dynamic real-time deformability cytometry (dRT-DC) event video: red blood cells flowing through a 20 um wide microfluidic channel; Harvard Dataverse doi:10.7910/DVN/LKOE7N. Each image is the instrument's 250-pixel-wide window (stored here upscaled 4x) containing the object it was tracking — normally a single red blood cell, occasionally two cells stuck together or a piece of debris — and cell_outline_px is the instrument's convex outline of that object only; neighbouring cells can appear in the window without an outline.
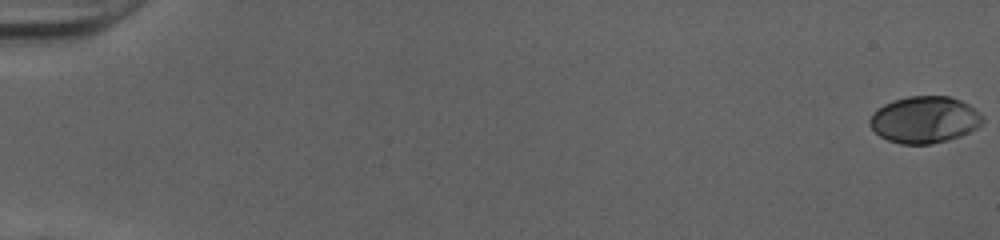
{"species": "human", "species_latin": "Homo sapiens", "temperature_condition": "cold", "stored_images_in_passage": 53, "camera_frame_rate_fps": 3000, "um_per_image_px": 0.085, "donor": {"sex": "female"}, "frame": {"image": 1, "passage_image": 1, "time_ms": 0.0, "image_size_px": [1000, 240], "cell_outline_px": [[984, 124], [960, 136], [948, 140], [932, 144], [900, 144], [888, 140], [880, 136], [868, 124], [868, 120], [872, 112], [876, 108], [892, 100], [908, 96], [948, 96], [960, 100], [968, 104], [980, 112], [984, 116]], "centroid_in_image_um": [78.58, 10.17], "position_along_channel_um": 6.4, "area_um2": 31.1}}
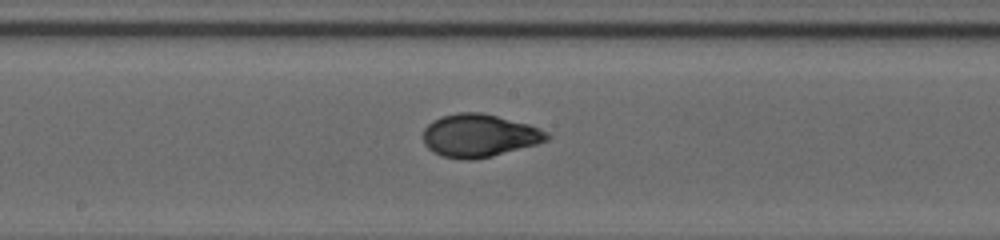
{"frame": {"image": 2, "passage_image": 30, "time_ms": 9.667, "image_size_px": [1000, 240], "cell_outline_px": [[552, 136], [548, 140], [536, 144], [492, 156], [472, 160], [460, 160], [440, 156], [432, 152], [424, 144], [424, 128], [432, 120], [440, 116], [456, 112], [480, 112], [528, 124], [548, 132]], "centroid_in_image_um": [40.7, 11.53], "position_along_channel_um": 207.5, "area_um2": 31.1}}
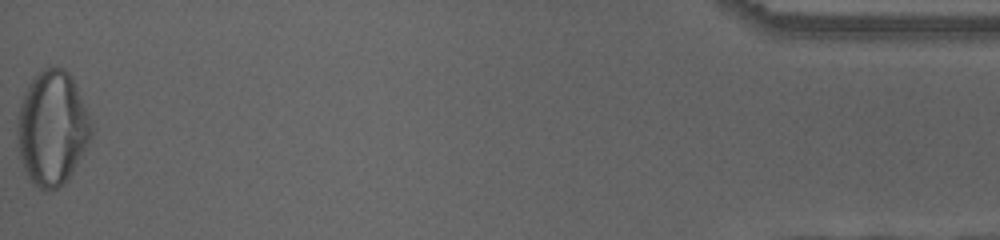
{"frame": {"image": 3, "passage_image": 53, "time_ms": 17.333, "image_size_px": [1000, 240], "cell_outline_px": [[92, 136], [88, 144], [68, 180], [64, 184], [48, 192], [44, 192], [32, 184], [24, 168], [20, 156], [16, 132], [16, 120], [28, 84], [44, 68], [56, 64], [64, 68], [72, 76], [92, 120]], "centroid_in_image_um": [4.45, 10.9], "position_along_channel_um": 430.8, "area_um2": 49.82}, "authors_computed_cell_mechanics": {"area_um2": 30.5184, "velocity_mm_per_s": 4.0417, "shape_relaxation_time_tau1_ms": 7.2713, "shape_relaxation_time_tau2_ms": null, "deformation_change_tau1": 0.2571, "deformation_change_tau2": null}}